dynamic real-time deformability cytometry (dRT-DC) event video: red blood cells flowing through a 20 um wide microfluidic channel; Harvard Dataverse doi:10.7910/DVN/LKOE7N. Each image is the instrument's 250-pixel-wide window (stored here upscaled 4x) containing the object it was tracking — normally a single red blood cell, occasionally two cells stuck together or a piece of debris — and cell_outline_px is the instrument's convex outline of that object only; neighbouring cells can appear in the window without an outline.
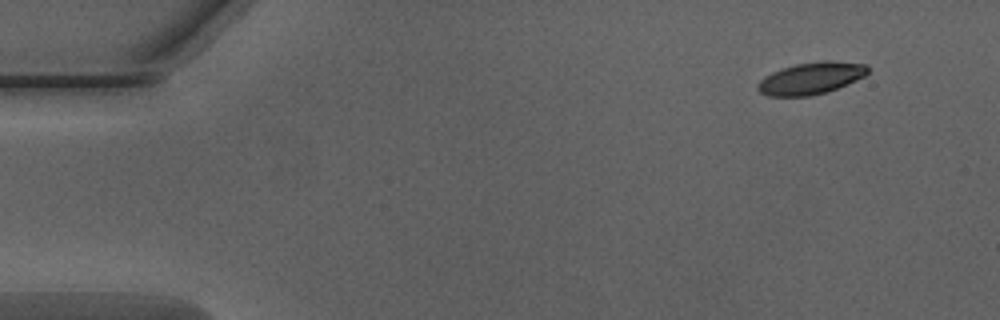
{"species": "Egyptian fruit bat (a non-hibernating species)", "species_latin": "Rousettus aegyptiacus", "temperature_condition": "warm", "stored_images_in_passage": 24, "camera_frame_rate_fps": 3000, "um_per_image_px": 0.085, "animal": {"sex": "male"}, "frame": {"image": 1, "passage_image": 1, "time_ms": 0.0, "image_size_px": [1000, 320], "cell_outline_px": [[868, 72], [864, 76], [856, 80], [836, 88], [824, 92], [808, 96], [768, 96], [760, 92], [756, 88], [756, 84], [764, 76], [772, 72], [796, 64], [820, 60], [832, 60], [868, 64]], "centroid_in_image_um": [68.92, 6.63], "position_along_channel_um": 16.1, "area_um2": 20.46}}
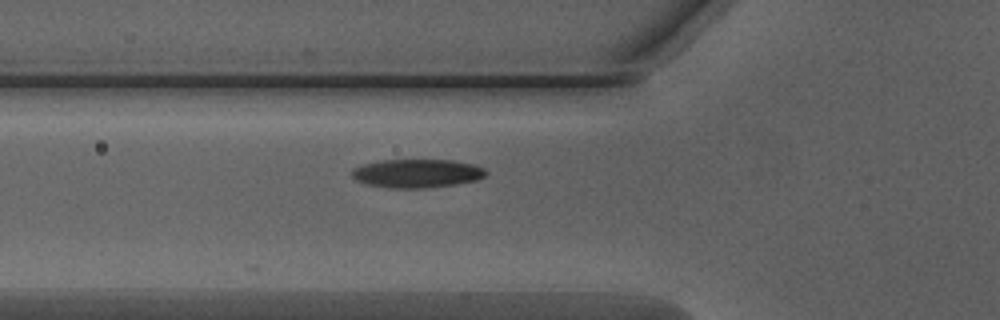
{"frame": {"image": 2, "passage_image": 15, "time_ms": 4.667, "image_size_px": [1000, 320], "cell_outline_px": [[488, 172], [480, 180], [432, 188], [392, 188], [368, 184], [356, 180], [352, 176], [352, 168], [364, 164], [380, 160], [452, 160], [476, 164], [484, 168]], "centroid_in_image_um": [35.5, 14.74], "position_along_channel_um": 90.3, "area_um2": 22.54}}
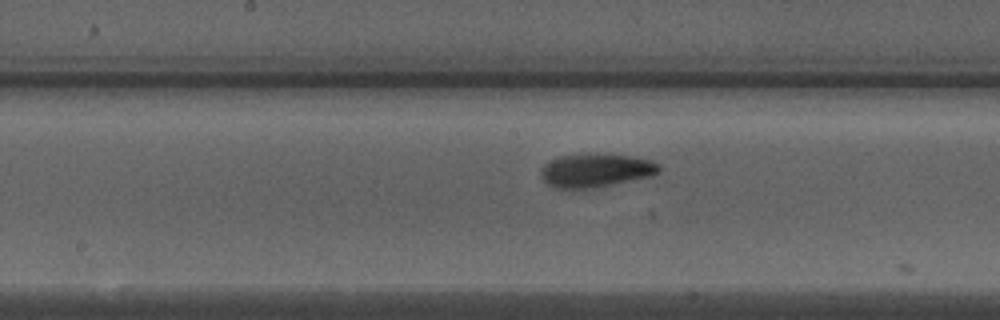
{"frame": {"image": 3, "passage_image": 23, "time_ms": 7.333, "image_size_px": [1000, 320], "cell_outline_px": [[660, 172], [652, 176], [596, 188], [552, 188], [540, 176], [540, 172], [544, 164], [560, 156], [632, 156], [652, 160], [660, 164]], "centroid_in_image_um": [50.67, 14.53], "position_along_channel_um": 197.5, "area_um2": 22.54}}